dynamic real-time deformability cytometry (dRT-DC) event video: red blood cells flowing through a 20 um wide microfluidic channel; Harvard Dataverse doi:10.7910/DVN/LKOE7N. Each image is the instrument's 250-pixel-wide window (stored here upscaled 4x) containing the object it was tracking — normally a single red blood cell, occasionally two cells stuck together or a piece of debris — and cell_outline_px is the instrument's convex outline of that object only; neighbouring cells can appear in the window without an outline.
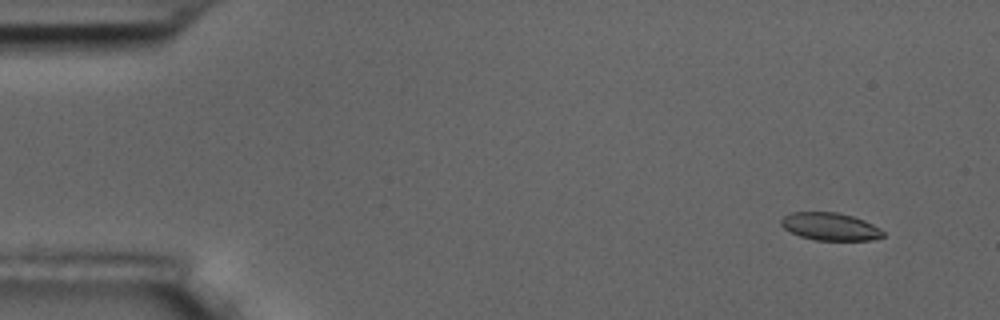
{"species": "common noctule bat (a hibernating species)", "species_latin": "Nyctalus noctula", "temperature_condition": "room temperature", "stored_images_in_passage": 6, "camera_frame_rate_fps": 3000, "um_per_image_px": 0.085, "animal": {"sex": "male", "body_mass_g": 17.5, "forearm_length_mm": 52.3}, "frame": {"image": 1, "passage_image": 2, "time_ms": 1.333, "image_size_px": [1000, 320], "cell_outline_px": [[884, 236], [872, 240], [816, 240], [800, 236], [784, 228], [780, 224], [780, 220], [784, 216], [792, 212], [836, 212], [852, 216], [864, 220], [880, 228], [884, 232]], "centroid_in_image_um": [70.57, 19.25], "position_along_channel_um": 14.4, "area_um2": 16.36}}
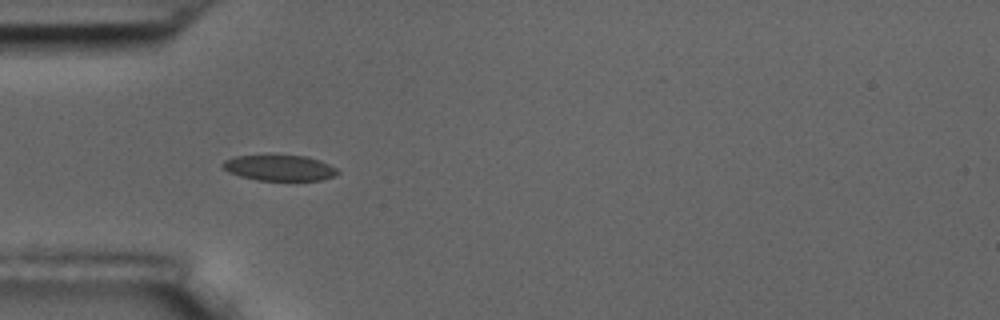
{"frame": {"image": 2, "passage_image": 6, "time_ms": 5.667, "image_size_px": [1000, 320], "cell_outline_px": [[340, 172], [336, 176], [320, 180], [256, 180], [240, 176], [228, 172], [220, 168], [220, 164], [224, 160], [236, 156], [304, 156], [320, 160], [336, 168]], "centroid_in_image_um": [23.73, 14.28], "position_along_channel_um": 61.3, "area_um2": 17.17}}